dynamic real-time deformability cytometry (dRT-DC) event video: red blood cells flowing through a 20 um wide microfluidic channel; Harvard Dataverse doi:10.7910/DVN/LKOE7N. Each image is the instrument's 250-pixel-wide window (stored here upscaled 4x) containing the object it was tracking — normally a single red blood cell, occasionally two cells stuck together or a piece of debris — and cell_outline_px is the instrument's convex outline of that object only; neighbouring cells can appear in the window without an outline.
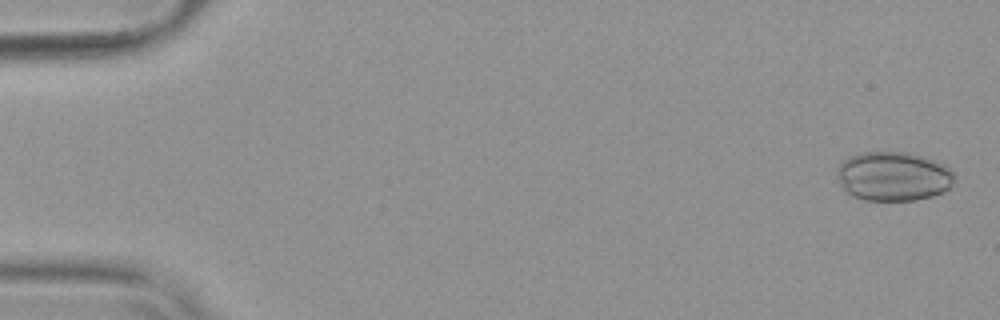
{"species": "common noctule bat (a hibernating species)", "species_latin": "Nyctalus noctula", "temperature_condition": "warm", "stored_images_in_passage": 53, "camera_frame_rate_fps": 3000, "um_per_image_px": 0.085, "animal": {"sex": "female", "body_mass_g": 19.9}, "frame": {"image": 1, "passage_image": 2, "time_ms": 0.333, "image_size_px": [1000, 320], "cell_outline_px": [[956, 176], [952, 184], [948, 188], [932, 196], [916, 200], [864, 200], [848, 196], [844, 192], [840, 184], [836, 172], [836, 168], [848, 156], [860, 152], [908, 152], [944, 164]], "centroid_in_image_um": [75.87, 14.99], "position_along_channel_um": 9.1, "area_um2": 33.93}}
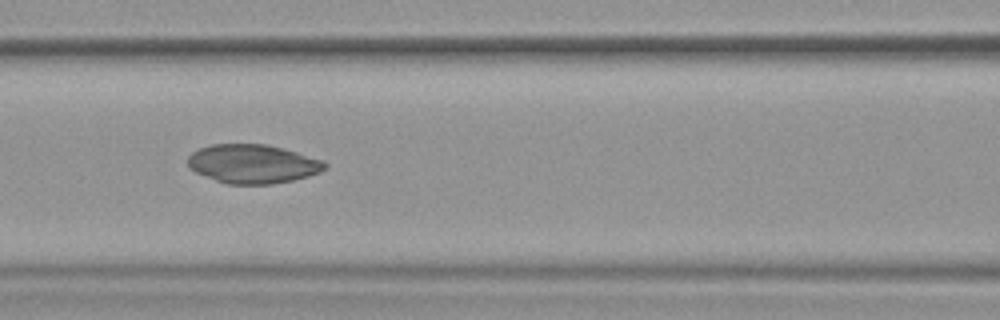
{"frame": {"image": 2, "passage_image": 24, "time_ms": 7.667, "image_size_px": [1000, 320], "cell_outline_px": [[328, 168], [320, 172], [308, 176], [292, 180], [272, 184], [228, 184], [216, 180], [196, 172], [188, 168], [188, 156], [192, 152], [200, 148], [212, 144], [268, 144], [284, 148], [324, 160], [328, 164]], "centroid_in_image_um": [21.52, 13.92], "position_along_channel_um": 145.1, "area_um2": 31.21}}
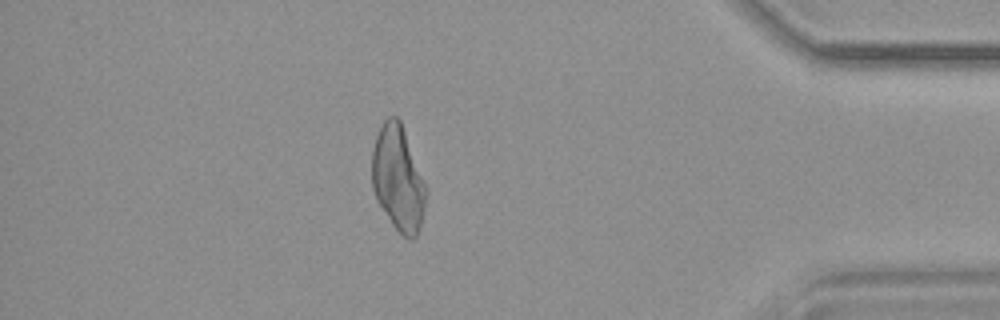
{"frame": {"image": 3, "passage_image": 47, "time_ms": 15.333, "image_size_px": [1000, 320], "cell_outline_px": [[428, 192], [424, 212], [420, 228], [416, 236], [412, 240], [408, 240], [392, 224], [376, 200], [372, 188], [372, 148], [376, 136], [384, 120], [388, 116], [396, 116], [400, 120], [424, 180]], "centroid_in_image_um": [33.84, 15.2], "position_along_channel_um": 401.4, "area_um2": 33.23}}